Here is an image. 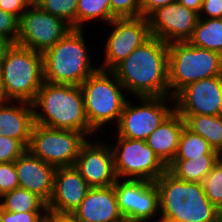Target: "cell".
Wrapping results in <instances>:
<instances>
[{
    "label": "cell",
    "instance_id": "obj_23",
    "mask_svg": "<svg viewBox=\"0 0 222 222\" xmlns=\"http://www.w3.org/2000/svg\"><path fill=\"white\" fill-rule=\"evenodd\" d=\"M185 127L192 133L201 135L210 146L219 151L222 147V115H180Z\"/></svg>",
    "mask_w": 222,
    "mask_h": 222
},
{
    "label": "cell",
    "instance_id": "obj_19",
    "mask_svg": "<svg viewBox=\"0 0 222 222\" xmlns=\"http://www.w3.org/2000/svg\"><path fill=\"white\" fill-rule=\"evenodd\" d=\"M74 214L80 222H125L119 211L114 185L91 187Z\"/></svg>",
    "mask_w": 222,
    "mask_h": 222
},
{
    "label": "cell",
    "instance_id": "obj_36",
    "mask_svg": "<svg viewBox=\"0 0 222 222\" xmlns=\"http://www.w3.org/2000/svg\"><path fill=\"white\" fill-rule=\"evenodd\" d=\"M201 13L205 16L199 15V18H222V0H203Z\"/></svg>",
    "mask_w": 222,
    "mask_h": 222
},
{
    "label": "cell",
    "instance_id": "obj_15",
    "mask_svg": "<svg viewBox=\"0 0 222 222\" xmlns=\"http://www.w3.org/2000/svg\"><path fill=\"white\" fill-rule=\"evenodd\" d=\"M198 19L197 12L177 1L158 8L148 17L151 35L167 44L188 41Z\"/></svg>",
    "mask_w": 222,
    "mask_h": 222
},
{
    "label": "cell",
    "instance_id": "obj_35",
    "mask_svg": "<svg viewBox=\"0 0 222 222\" xmlns=\"http://www.w3.org/2000/svg\"><path fill=\"white\" fill-rule=\"evenodd\" d=\"M30 6L27 0H0V8L20 18Z\"/></svg>",
    "mask_w": 222,
    "mask_h": 222
},
{
    "label": "cell",
    "instance_id": "obj_28",
    "mask_svg": "<svg viewBox=\"0 0 222 222\" xmlns=\"http://www.w3.org/2000/svg\"><path fill=\"white\" fill-rule=\"evenodd\" d=\"M37 5L49 14L63 19L76 29L78 0H40Z\"/></svg>",
    "mask_w": 222,
    "mask_h": 222
},
{
    "label": "cell",
    "instance_id": "obj_18",
    "mask_svg": "<svg viewBox=\"0 0 222 222\" xmlns=\"http://www.w3.org/2000/svg\"><path fill=\"white\" fill-rule=\"evenodd\" d=\"M19 179V187L37 194L46 203L53 192L56 168L33 156L26 150L14 161Z\"/></svg>",
    "mask_w": 222,
    "mask_h": 222
},
{
    "label": "cell",
    "instance_id": "obj_20",
    "mask_svg": "<svg viewBox=\"0 0 222 222\" xmlns=\"http://www.w3.org/2000/svg\"><path fill=\"white\" fill-rule=\"evenodd\" d=\"M10 102L0 105V136L19 140L28 148L35 124L32 103L15 101V106Z\"/></svg>",
    "mask_w": 222,
    "mask_h": 222
},
{
    "label": "cell",
    "instance_id": "obj_26",
    "mask_svg": "<svg viewBox=\"0 0 222 222\" xmlns=\"http://www.w3.org/2000/svg\"><path fill=\"white\" fill-rule=\"evenodd\" d=\"M206 154H218L201 135L192 133L186 127L183 128L177 154L174 160H192L204 158Z\"/></svg>",
    "mask_w": 222,
    "mask_h": 222
},
{
    "label": "cell",
    "instance_id": "obj_44",
    "mask_svg": "<svg viewBox=\"0 0 222 222\" xmlns=\"http://www.w3.org/2000/svg\"><path fill=\"white\" fill-rule=\"evenodd\" d=\"M217 153H218V159L222 161V147Z\"/></svg>",
    "mask_w": 222,
    "mask_h": 222
},
{
    "label": "cell",
    "instance_id": "obj_9",
    "mask_svg": "<svg viewBox=\"0 0 222 222\" xmlns=\"http://www.w3.org/2000/svg\"><path fill=\"white\" fill-rule=\"evenodd\" d=\"M117 141L111 149L118 179L155 181L167 170L145 140L118 136Z\"/></svg>",
    "mask_w": 222,
    "mask_h": 222
},
{
    "label": "cell",
    "instance_id": "obj_16",
    "mask_svg": "<svg viewBox=\"0 0 222 222\" xmlns=\"http://www.w3.org/2000/svg\"><path fill=\"white\" fill-rule=\"evenodd\" d=\"M74 167L90 187H107L118 179L113 152L107 144L86 141L80 148Z\"/></svg>",
    "mask_w": 222,
    "mask_h": 222
},
{
    "label": "cell",
    "instance_id": "obj_31",
    "mask_svg": "<svg viewBox=\"0 0 222 222\" xmlns=\"http://www.w3.org/2000/svg\"><path fill=\"white\" fill-rule=\"evenodd\" d=\"M26 150L19 140L0 136V163L13 162Z\"/></svg>",
    "mask_w": 222,
    "mask_h": 222
},
{
    "label": "cell",
    "instance_id": "obj_27",
    "mask_svg": "<svg viewBox=\"0 0 222 222\" xmlns=\"http://www.w3.org/2000/svg\"><path fill=\"white\" fill-rule=\"evenodd\" d=\"M101 19L107 24L111 21L110 0H78L76 29H82L83 23Z\"/></svg>",
    "mask_w": 222,
    "mask_h": 222
},
{
    "label": "cell",
    "instance_id": "obj_8",
    "mask_svg": "<svg viewBox=\"0 0 222 222\" xmlns=\"http://www.w3.org/2000/svg\"><path fill=\"white\" fill-rule=\"evenodd\" d=\"M83 132L62 130L34 124L27 150L54 166H74L81 146L88 140Z\"/></svg>",
    "mask_w": 222,
    "mask_h": 222
},
{
    "label": "cell",
    "instance_id": "obj_32",
    "mask_svg": "<svg viewBox=\"0 0 222 222\" xmlns=\"http://www.w3.org/2000/svg\"><path fill=\"white\" fill-rule=\"evenodd\" d=\"M19 187V179L13 162L0 163V197Z\"/></svg>",
    "mask_w": 222,
    "mask_h": 222
},
{
    "label": "cell",
    "instance_id": "obj_13",
    "mask_svg": "<svg viewBox=\"0 0 222 222\" xmlns=\"http://www.w3.org/2000/svg\"><path fill=\"white\" fill-rule=\"evenodd\" d=\"M112 30L105 47V62L98 68L113 70L128 57L138 46L146 42L152 35L148 18H115L109 23Z\"/></svg>",
    "mask_w": 222,
    "mask_h": 222
},
{
    "label": "cell",
    "instance_id": "obj_24",
    "mask_svg": "<svg viewBox=\"0 0 222 222\" xmlns=\"http://www.w3.org/2000/svg\"><path fill=\"white\" fill-rule=\"evenodd\" d=\"M188 42L222 55V18H199Z\"/></svg>",
    "mask_w": 222,
    "mask_h": 222
},
{
    "label": "cell",
    "instance_id": "obj_33",
    "mask_svg": "<svg viewBox=\"0 0 222 222\" xmlns=\"http://www.w3.org/2000/svg\"><path fill=\"white\" fill-rule=\"evenodd\" d=\"M0 34L15 44L19 34V18L0 8Z\"/></svg>",
    "mask_w": 222,
    "mask_h": 222
},
{
    "label": "cell",
    "instance_id": "obj_30",
    "mask_svg": "<svg viewBox=\"0 0 222 222\" xmlns=\"http://www.w3.org/2000/svg\"><path fill=\"white\" fill-rule=\"evenodd\" d=\"M111 20L141 17L140 0H110Z\"/></svg>",
    "mask_w": 222,
    "mask_h": 222
},
{
    "label": "cell",
    "instance_id": "obj_37",
    "mask_svg": "<svg viewBox=\"0 0 222 222\" xmlns=\"http://www.w3.org/2000/svg\"><path fill=\"white\" fill-rule=\"evenodd\" d=\"M176 1L177 0H140L141 16L148 18L158 8Z\"/></svg>",
    "mask_w": 222,
    "mask_h": 222
},
{
    "label": "cell",
    "instance_id": "obj_38",
    "mask_svg": "<svg viewBox=\"0 0 222 222\" xmlns=\"http://www.w3.org/2000/svg\"><path fill=\"white\" fill-rule=\"evenodd\" d=\"M46 222H80L74 213L57 212L51 209H46L44 213Z\"/></svg>",
    "mask_w": 222,
    "mask_h": 222
},
{
    "label": "cell",
    "instance_id": "obj_6",
    "mask_svg": "<svg viewBox=\"0 0 222 222\" xmlns=\"http://www.w3.org/2000/svg\"><path fill=\"white\" fill-rule=\"evenodd\" d=\"M80 88L89 127L96 131L95 133L97 130L100 132V128L112 120H117L118 124L127 100L121 91L124 87L112 70L98 68Z\"/></svg>",
    "mask_w": 222,
    "mask_h": 222
},
{
    "label": "cell",
    "instance_id": "obj_22",
    "mask_svg": "<svg viewBox=\"0 0 222 222\" xmlns=\"http://www.w3.org/2000/svg\"><path fill=\"white\" fill-rule=\"evenodd\" d=\"M218 160V154H206L204 158L192 160H173L167 170L180 180L202 183Z\"/></svg>",
    "mask_w": 222,
    "mask_h": 222
},
{
    "label": "cell",
    "instance_id": "obj_14",
    "mask_svg": "<svg viewBox=\"0 0 222 222\" xmlns=\"http://www.w3.org/2000/svg\"><path fill=\"white\" fill-rule=\"evenodd\" d=\"M172 102L180 115H222V75L186 85Z\"/></svg>",
    "mask_w": 222,
    "mask_h": 222
},
{
    "label": "cell",
    "instance_id": "obj_12",
    "mask_svg": "<svg viewBox=\"0 0 222 222\" xmlns=\"http://www.w3.org/2000/svg\"><path fill=\"white\" fill-rule=\"evenodd\" d=\"M117 179L114 184L119 211L125 222H148L160 209L154 181Z\"/></svg>",
    "mask_w": 222,
    "mask_h": 222
},
{
    "label": "cell",
    "instance_id": "obj_40",
    "mask_svg": "<svg viewBox=\"0 0 222 222\" xmlns=\"http://www.w3.org/2000/svg\"><path fill=\"white\" fill-rule=\"evenodd\" d=\"M177 2L200 15L203 0H177Z\"/></svg>",
    "mask_w": 222,
    "mask_h": 222
},
{
    "label": "cell",
    "instance_id": "obj_43",
    "mask_svg": "<svg viewBox=\"0 0 222 222\" xmlns=\"http://www.w3.org/2000/svg\"><path fill=\"white\" fill-rule=\"evenodd\" d=\"M30 5H35L37 4L40 0H27Z\"/></svg>",
    "mask_w": 222,
    "mask_h": 222
},
{
    "label": "cell",
    "instance_id": "obj_17",
    "mask_svg": "<svg viewBox=\"0 0 222 222\" xmlns=\"http://www.w3.org/2000/svg\"><path fill=\"white\" fill-rule=\"evenodd\" d=\"M91 187L74 166L56 168L53 192L47 208L74 213Z\"/></svg>",
    "mask_w": 222,
    "mask_h": 222
},
{
    "label": "cell",
    "instance_id": "obj_1",
    "mask_svg": "<svg viewBox=\"0 0 222 222\" xmlns=\"http://www.w3.org/2000/svg\"><path fill=\"white\" fill-rule=\"evenodd\" d=\"M112 71L134 96L170 97L168 44L155 36L138 46Z\"/></svg>",
    "mask_w": 222,
    "mask_h": 222
},
{
    "label": "cell",
    "instance_id": "obj_4",
    "mask_svg": "<svg viewBox=\"0 0 222 222\" xmlns=\"http://www.w3.org/2000/svg\"><path fill=\"white\" fill-rule=\"evenodd\" d=\"M83 29H71L43 53L44 81L80 86L98 67L91 66Z\"/></svg>",
    "mask_w": 222,
    "mask_h": 222
},
{
    "label": "cell",
    "instance_id": "obj_45",
    "mask_svg": "<svg viewBox=\"0 0 222 222\" xmlns=\"http://www.w3.org/2000/svg\"><path fill=\"white\" fill-rule=\"evenodd\" d=\"M0 222H2V208L0 206Z\"/></svg>",
    "mask_w": 222,
    "mask_h": 222
},
{
    "label": "cell",
    "instance_id": "obj_3",
    "mask_svg": "<svg viewBox=\"0 0 222 222\" xmlns=\"http://www.w3.org/2000/svg\"><path fill=\"white\" fill-rule=\"evenodd\" d=\"M34 120L38 125L53 129L75 130L87 137L93 130L85 114L80 86L53 84L44 81L32 102ZM40 108L42 112L36 109Z\"/></svg>",
    "mask_w": 222,
    "mask_h": 222
},
{
    "label": "cell",
    "instance_id": "obj_41",
    "mask_svg": "<svg viewBox=\"0 0 222 222\" xmlns=\"http://www.w3.org/2000/svg\"><path fill=\"white\" fill-rule=\"evenodd\" d=\"M9 100L6 98L5 94H4V90H3V86H2V82H1V78H0V105L8 102Z\"/></svg>",
    "mask_w": 222,
    "mask_h": 222
},
{
    "label": "cell",
    "instance_id": "obj_11",
    "mask_svg": "<svg viewBox=\"0 0 222 222\" xmlns=\"http://www.w3.org/2000/svg\"><path fill=\"white\" fill-rule=\"evenodd\" d=\"M141 99L140 106H134L128 103V100L122 110L117 130L118 136L146 140L148 136L165 120V118L174 110L168 108L167 100L173 97H137Z\"/></svg>",
    "mask_w": 222,
    "mask_h": 222
},
{
    "label": "cell",
    "instance_id": "obj_39",
    "mask_svg": "<svg viewBox=\"0 0 222 222\" xmlns=\"http://www.w3.org/2000/svg\"><path fill=\"white\" fill-rule=\"evenodd\" d=\"M15 43L7 37L0 34V68L2 63L5 61L8 51L12 48Z\"/></svg>",
    "mask_w": 222,
    "mask_h": 222
},
{
    "label": "cell",
    "instance_id": "obj_21",
    "mask_svg": "<svg viewBox=\"0 0 222 222\" xmlns=\"http://www.w3.org/2000/svg\"><path fill=\"white\" fill-rule=\"evenodd\" d=\"M184 127V119L174 109L145 140L166 166L174 160L177 154Z\"/></svg>",
    "mask_w": 222,
    "mask_h": 222
},
{
    "label": "cell",
    "instance_id": "obj_34",
    "mask_svg": "<svg viewBox=\"0 0 222 222\" xmlns=\"http://www.w3.org/2000/svg\"><path fill=\"white\" fill-rule=\"evenodd\" d=\"M43 219L41 212L13 213L2 209V222H41Z\"/></svg>",
    "mask_w": 222,
    "mask_h": 222
},
{
    "label": "cell",
    "instance_id": "obj_29",
    "mask_svg": "<svg viewBox=\"0 0 222 222\" xmlns=\"http://www.w3.org/2000/svg\"><path fill=\"white\" fill-rule=\"evenodd\" d=\"M208 200L222 212V161L218 160L202 181Z\"/></svg>",
    "mask_w": 222,
    "mask_h": 222
},
{
    "label": "cell",
    "instance_id": "obj_42",
    "mask_svg": "<svg viewBox=\"0 0 222 222\" xmlns=\"http://www.w3.org/2000/svg\"><path fill=\"white\" fill-rule=\"evenodd\" d=\"M157 222H175V221L169 220L161 216V219H159Z\"/></svg>",
    "mask_w": 222,
    "mask_h": 222
},
{
    "label": "cell",
    "instance_id": "obj_10",
    "mask_svg": "<svg viewBox=\"0 0 222 222\" xmlns=\"http://www.w3.org/2000/svg\"><path fill=\"white\" fill-rule=\"evenodd\" d=\"M28 8L19 18L17 45L43 54L72 29L63 19L42 10L37 4Z\"/></svg>",
    "mask_w": 222,
    "mask_h": 222
},
{
    "label": "cell",
    "instance_id": "obj_7",
    "mask_svg": "<svg viewBox=\"0 0 222 222\" xmlns=\"http://www.w3.org/2000/svg\"><path fill=\"white\" fill-rule=\"evenodd\" d=\"M222 75V55L188 41L168 43V83L174 97L186 85Z\"/></svg>",
    "mask_w": 222,
    "mask_h": 222
},
{
    "label": "cell",
    "instance_id": "obj_25",
    "mask_svg": "<svg viewBox=\"0 0 222 222\" xmlns=\"http://www.w3.org/2000/svg\"><path fill=\"white\" fill-rule=\"evenodd\" d=\"M0 206L2 209L13 213L41 211L45 213L47 209V203L41 197L21 187L3 194L0 197Z\"/></svg>",
    "mask_w": 222,
    "mask_h": 222
},
{
    "label": "cell",
    "instance_id": "obj_5",
    "mask_svg": "<svg viewBox=\"0 0 222 222\" xmlns=\"http://www.w3.org/2000/svg\"><path fill=\"white\" fill-rule=\"evenodd\" d=\"M0 78L9 101L32 103L44 82L43 54L14 44L2 63Z\"/></svg>",
    "mask_w": 222,
    "mask_h": 222
},
{
    "label": "cell",
    "instance_id": "obj_2",
    "mask_svg": "<svg viewBox=\"0 0 222 222\" xmlns=\"http://www.w3.org/2000/svg\"><path fill=\"white\" fill-rule=\"evenodd\" d=\"M154 182L162 217L175 222H222V212L208 200L202 183L180 180L168 170Z\"/></svg>",
    "mask_w": 222,
    "mask_h": 222
}]
</instances>
